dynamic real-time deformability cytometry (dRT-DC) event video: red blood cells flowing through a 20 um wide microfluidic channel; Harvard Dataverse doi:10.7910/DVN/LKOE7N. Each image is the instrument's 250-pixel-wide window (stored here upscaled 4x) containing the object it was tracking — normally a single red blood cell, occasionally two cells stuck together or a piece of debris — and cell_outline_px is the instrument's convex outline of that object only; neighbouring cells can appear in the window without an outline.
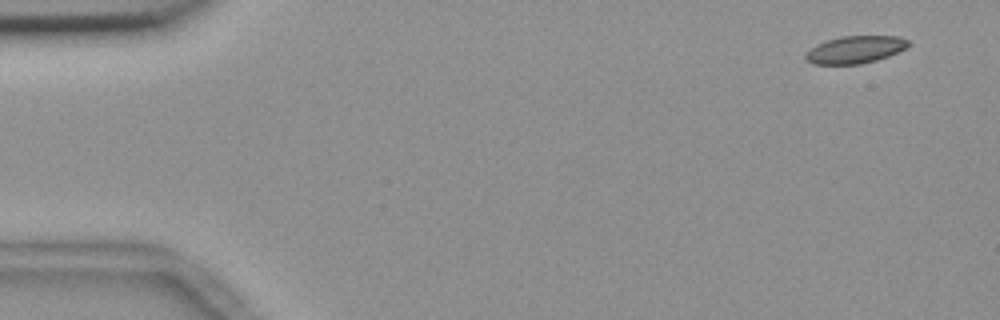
{"species": "common noctule bat (a hibernating species)", "species_latin": "Nyctalus noctula", "temperature_condition": "room temperature", "stored_images_in_passage": 4, "camera_frame_rate_fps": 3000, "um_per_image_px": 0.085, "animal": {"sex": "female", "body_mass_g": 18.4}, "frame": {"image": 1, "passage_image": 1, "time_ms": 0.0, "image_size_px": [1000, 320], "cell_outline_px": [[908, 48], [888, 56], [876, 60], [860, 64], [812, 64], [804, 60], [804, 56], [816, 44], [840, 36], [900, 36], [908, 40]], "centroid_in_image_um": [72.69, 4.22], "position_along_channel_um": 12.3, "area_um2": 16.42}}
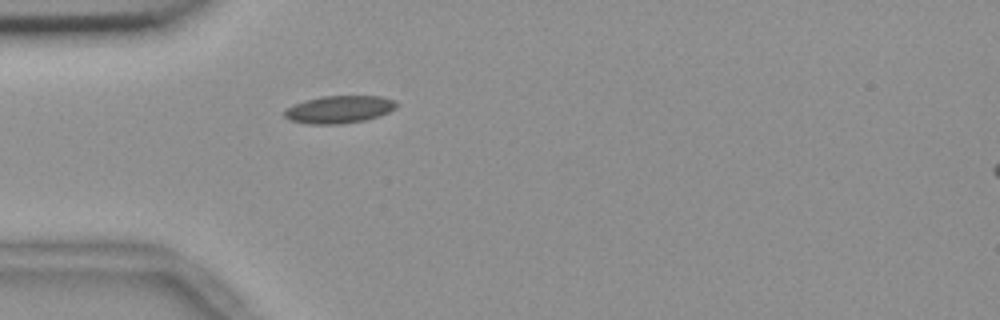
{"frame": {"image": 2, "passage_image": 4, "time_ms": 1.0, "image_size_px": [1000, 320], "cell_outline_px": [[396, 108], [388, 112], [364, 120], [340, 124], [308, 124], [288, 120], [284, 116], [284, 108], [292, 104], [304, 100], [320, 96], [380, 96], [396, 100]], "centroid_in_image_um": [28.76, 9.29], "position_along_channel_um": 56.2, "area_um2": 18.09}}